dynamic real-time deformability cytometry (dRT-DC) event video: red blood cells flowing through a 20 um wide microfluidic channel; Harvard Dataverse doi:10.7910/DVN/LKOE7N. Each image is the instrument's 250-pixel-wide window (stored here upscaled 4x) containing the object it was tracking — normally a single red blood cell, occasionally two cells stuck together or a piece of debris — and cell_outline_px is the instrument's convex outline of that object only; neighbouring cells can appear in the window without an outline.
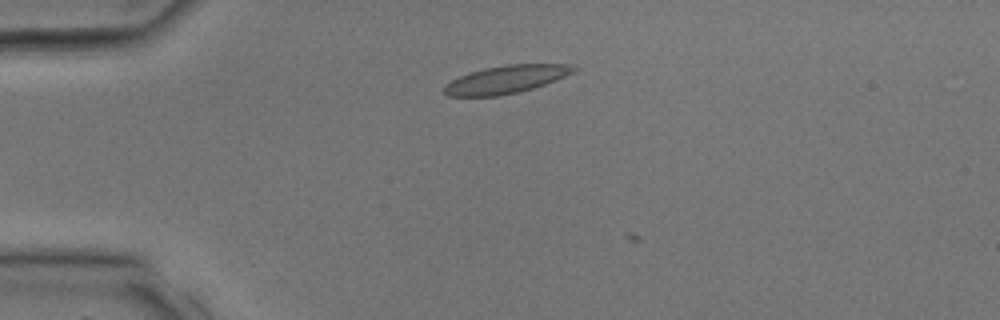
{"species": "common noctule bat (a hibernating species)", "species_latin": "Nyctalus noctula", "temperature_condition": "room temperature", "stored_images_in_passage": 3, "camera_frame_rate_fps": 3000, "um_per_image_px": 0.085, "animal": {"sex": "male", "body_mass_g": 17.9, "forearm_length_mm": 54.2}, "frame": {"image": 1, "passage_image": 1, "time_ms": 0.0, "image_size_px": [1000, 320], "cell_outline_px": [[580, 68], [564, 76], [544, 84], [532, 88], [516, 92], [496, 96], [448, 96], [444, 92], [444, 88], [452, 80], [468, 72], [484, 68], [508, 64], [568, 64]], "centroid_in_image_um": [43.01, 6.74], "position_along_channel_um": 42.0, "area_um2": 20.69}}